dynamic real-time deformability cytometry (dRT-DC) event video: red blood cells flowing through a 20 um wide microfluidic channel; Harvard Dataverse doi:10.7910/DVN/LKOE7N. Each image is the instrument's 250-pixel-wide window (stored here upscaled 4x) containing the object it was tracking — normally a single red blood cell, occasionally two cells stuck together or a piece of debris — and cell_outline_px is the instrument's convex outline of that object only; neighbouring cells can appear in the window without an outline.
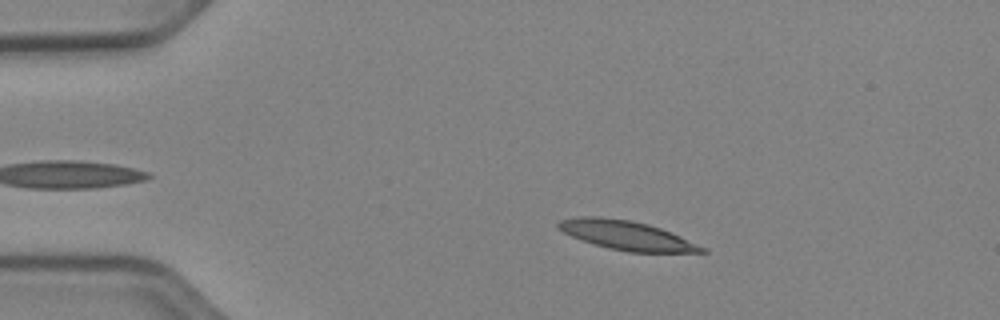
{"species": "Egyptian fruit bat (a non-hibernating species)", "species_latin": "Rousettus aegyptiacus", "temperature_condition": "cold", "stored_images_in_passage": 43, "camera_frame_rate_fps": 3000, "um_per_image_px": 0.085, "animal": {"sex": "female"}, "frame": {"image": 1, "passage_image": 8, "time_ms": 2.333, "image_size_px": [1000, 320], "cell_outline_px": [[708, 252], [628, 252], [608, 248], [572, 236], [556, 228], [556, 224], [560, 220], [576, 216], [600, 216], [632, 220], [648, 224], [660, 228], [708, 248]], "centroid_in_image_um": [53.25, 19.99], "position_along_channel_um": 31.8, "area_um2": 24.28}}
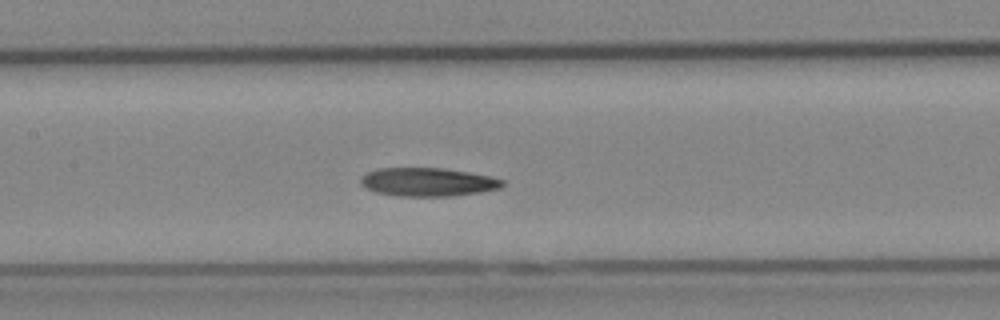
{"frame": {"image": 2, "passage_image": 23, "time_ms": 7.333, "image_size_px": [1000, 320], "cell_outline_px": [[504, 184], [500, 188], [480, 192], [452, 196], [396, 196], [376, 192], [360, 184], [360, 176], [368, 172], [380, 168], [440, 168], [468, 172], [492, 176], [504, 180]], "centroid_in_image_um": [36.37, 15.47], "position_along_channel_um": 171.0, "area_um2": 23.52}}
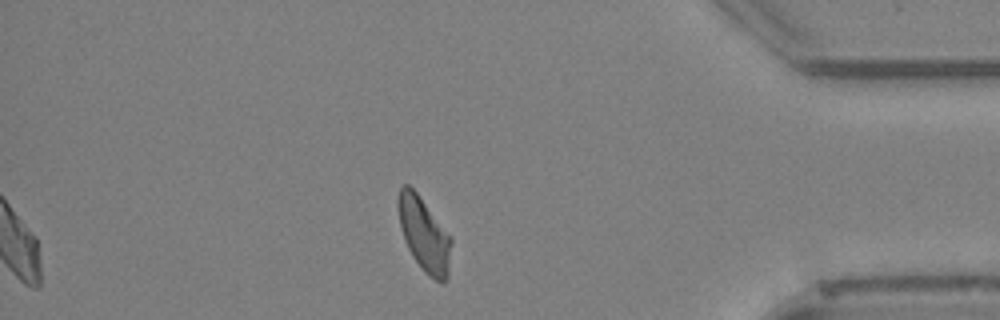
{"frame": {"image": 3, "passage_image": 43, "time_ms": 14.0, "image_size_px": [1000, 320], "cell_outline_px": [[452, 240], [448, 276], [444, 284], [440, 284], [428, 276], [420, 268], [412, 256], [404, 240], [400, 228], [396, 204], [396, 200], [400, 184], [408, 184], [416, 192], [452, 236]], "centroid_in_image_um": [36.04, 19.94], "position_along_channel_um": 399.2, "area_um2": 23.52}, "authors_computed_cell_mechanics": {"area_um2": 23.7558, "velocity_mm_per_s": 3.9071, "shape_relaxation_time_tau1_ms": null, "shape_relaxation_time_tau2_ms": 4.0345, "deformation_change_tau1": null, "deformation_change_tau2": 0.1204}}